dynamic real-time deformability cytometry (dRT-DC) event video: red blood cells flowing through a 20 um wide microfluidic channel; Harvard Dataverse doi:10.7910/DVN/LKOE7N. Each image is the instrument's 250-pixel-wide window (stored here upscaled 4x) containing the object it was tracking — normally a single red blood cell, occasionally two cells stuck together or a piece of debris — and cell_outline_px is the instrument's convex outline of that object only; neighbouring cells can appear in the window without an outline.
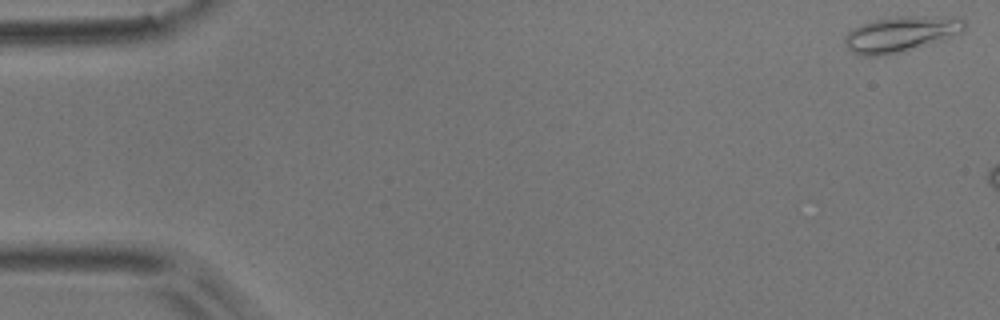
{"species": "common noctule bat (a hibernating species)", "species_latin": "Nyctalus noctula", "temperature_condition": "room temperature", "stored_images_in_passage": 3, "camera_frame_rate_fps": 3000, "um_per_image_px": 0.085, "animal": {"sex": "male", "body_mass_g": 17.9}, "frame": {"image": 1, "passage_image": 1, "time_ms": 0.0, "image_size_px": [1000, 320], "cell_outline_px": [[968, 24], [964, 32], [940, 40], [900, 52], [880, 56], [860, 56], [852, 52], [844, 44], [844, 36], [852, 28], [860, 24], [872, 20], [896, 16], [960, 16]], "centroid_in_image_um": [76.58, 2.87], "position_along_channel_um": 8.4, "area_um2": 25.2}}